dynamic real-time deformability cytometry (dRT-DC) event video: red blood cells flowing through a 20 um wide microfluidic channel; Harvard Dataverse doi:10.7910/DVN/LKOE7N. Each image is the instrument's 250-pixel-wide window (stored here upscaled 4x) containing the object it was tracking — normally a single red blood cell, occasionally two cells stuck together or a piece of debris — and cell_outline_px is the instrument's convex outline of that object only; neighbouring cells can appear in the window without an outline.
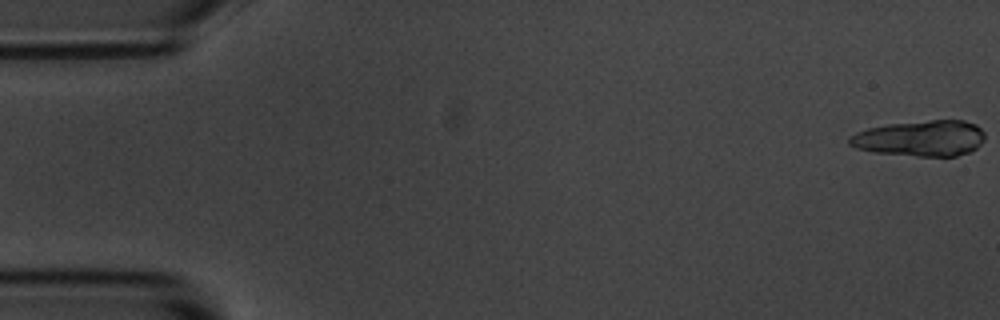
{"species": "common noctule bat (a hibernating species)", "species_latin": "Nyctalus noctula", "temperature_condition": "room temperature", "stored_images_in_passage": 5, "camera_frame_rate_fps": 3000, "um_per_image_px": 0.085, "animal": {"sex": "male", "body_mass_g": 20.1, "forearm_length_mm": 53.5}, "frame": {"image": 1, "passage_image": 1, "time_ms": 0.0, "image_size_px": [1000, 320], "cell_outline_px": [[984, 140], [976, 148], [968, 152], [956, 156], [916, 156], [872, 152], [856, 148], [848, 144], [848, 136], [856, 132], [868, 128], [888, 124], [932, 120], [964, 120], [976, 124], [984, 132]], "centroid_in_image_um": [78.22, 11.75], "position_along_channel_um": 6.8, "area_um2": 28.44}}